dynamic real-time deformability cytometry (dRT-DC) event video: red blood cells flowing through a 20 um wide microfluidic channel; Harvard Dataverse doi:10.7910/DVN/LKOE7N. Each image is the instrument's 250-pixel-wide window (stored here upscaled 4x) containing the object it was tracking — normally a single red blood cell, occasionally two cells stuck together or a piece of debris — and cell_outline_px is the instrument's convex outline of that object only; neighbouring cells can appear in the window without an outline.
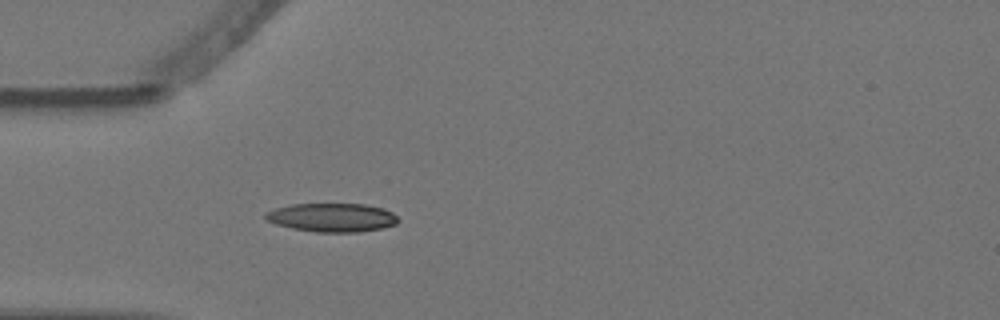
{"species": "Egyptian fruit bat (a non-hibernating species)", "species_latin": "Rousettus aegyptiacus", "temperature_condition": "warm", "stored_images_in_passage": 5, "camera_frame_rate_fps": 3000, "um_per_image_px": 0.085, "animal": {"sex": "female"}, "frame": {"image": 1, "passage_image": 5, "time_ms": 1.333, "image_size_px": [1000, 320], "cell_outline_px": [[400, 220], [396, 224], [380, 228], [356, 232], [316, 232], [292, 228], [276, 224], [268, 220], [264, 216], [268, 212], [276, 208], [292, 204], [364, 204], [380, 208], [392, 212]], "centroid_in_image_um": [28.23, 18.49], "position_along_channel_um": 56.8, "area_um2": 21.85}}